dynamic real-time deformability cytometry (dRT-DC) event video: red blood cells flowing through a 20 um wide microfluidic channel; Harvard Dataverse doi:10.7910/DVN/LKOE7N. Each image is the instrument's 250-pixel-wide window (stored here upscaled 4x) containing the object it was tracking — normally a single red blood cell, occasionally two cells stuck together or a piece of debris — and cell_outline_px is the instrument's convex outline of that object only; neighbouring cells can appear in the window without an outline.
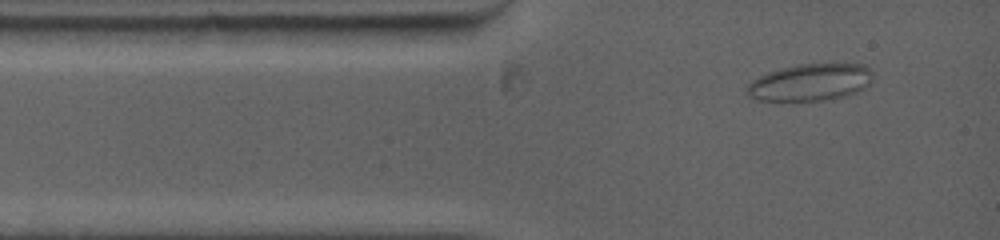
{"species": "common noctule bat (a hibernating species)", "species_latin": "Nyctalus noctula", "temperature_condition": "warm", "stored_images_in_passage": 10, "camera_frame_rate_fps": 5000, "um_per_image_px": 0.085, "animal": {"sex": "female", "body_mass_g": 19.0, "forearm_length_mm": 53.3}, "frame": {"image": 1, "passage_image": 1, "time_ms": 0.0, "image_size_px": [1000, 240], "cell_outline_px": [[872, 80], [864, 88], [848, 96], [824, 100], [752, 100], [748, 96], [744, 88], [752, 80], [768, 72], [780, 68], [800, 64], [864, 64], [872, 72]], "centroid_in_image_um": [68.84, 7.0], "position_along_channel_um": 16.2, "area_um2": 27.22}}
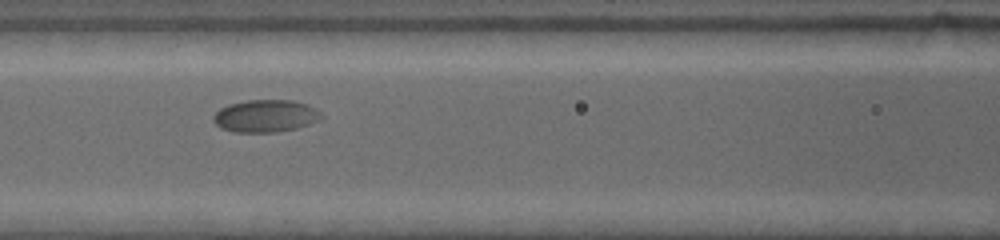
{"frame": {"image": 2, "passage_image": 6, "time_ms": 4.2, "image_size_px": [1000, 240], "cell_outline_px": [[324, 116], [320, 120], [296, 128], [276, 132], [232, 132], [220, 128], [212, 120], [212, 116], [220, 108], [228, 104], [248, 100], [292, 100], [308, 104], [316, 108]], "centroid_in_image_um": [22.56, 9.85], "position_along_channel_um": 144.0, "area_um2": 20.58}}
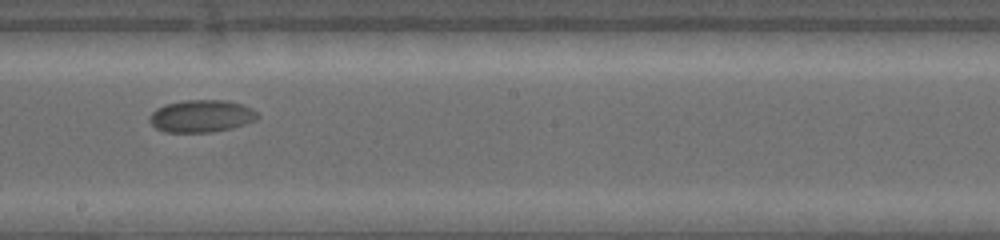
{"frame": {"image": 3, "passage_image": 9, "time_ms": 6.6, "image_size_px": [1000, 240], "cell_outline_px": [[260, 116], [256, 120], [232, 128], [212, 132], [164, 132], [156, 128], [148, 120], [148, 116], [156, 108], [164, 104], [184, 100], [228, 100], [252, 108]], "centroid_in_image_um": [17.09, 9.86], "position_along_channel_um": 231.1, "area_um2": 20.52}}